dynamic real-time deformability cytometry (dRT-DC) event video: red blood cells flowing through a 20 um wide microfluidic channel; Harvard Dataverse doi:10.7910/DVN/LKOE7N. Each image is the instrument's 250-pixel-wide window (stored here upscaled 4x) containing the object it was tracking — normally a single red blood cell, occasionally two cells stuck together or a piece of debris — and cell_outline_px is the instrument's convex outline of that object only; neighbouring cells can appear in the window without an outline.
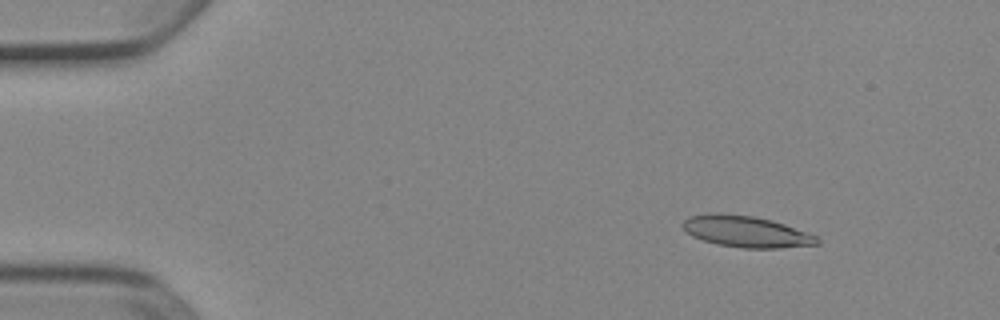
{"species": "Egyptian fruit bat (a non-hibernating species)", "species_latin": "Rousettus aegyptiacus", "temperature_condition": "cold", "stored_images_in_passage": 9, "camera_frame_rate_fps": 3000, "um_per_image_px": 0.085, "animal": {"sex": "female"}, "frame": {"image": 1, "passage_image": 1, "time_ms": 0.0, "image_size_px": [1000, 320], "cell_outline_px": [[820, 244], [780, 248], [744, 248], [716, 244], [692, 236], [680, 224], [688, 216], [708, 212], [716, 212], [756, 216], [772, 220], [784, 224], [816, 236], [820, 240]], "centroid_in_image_um": [63.39, 19.66], "position_along_channel_um": 21.6, "area_um2": 24.68}}